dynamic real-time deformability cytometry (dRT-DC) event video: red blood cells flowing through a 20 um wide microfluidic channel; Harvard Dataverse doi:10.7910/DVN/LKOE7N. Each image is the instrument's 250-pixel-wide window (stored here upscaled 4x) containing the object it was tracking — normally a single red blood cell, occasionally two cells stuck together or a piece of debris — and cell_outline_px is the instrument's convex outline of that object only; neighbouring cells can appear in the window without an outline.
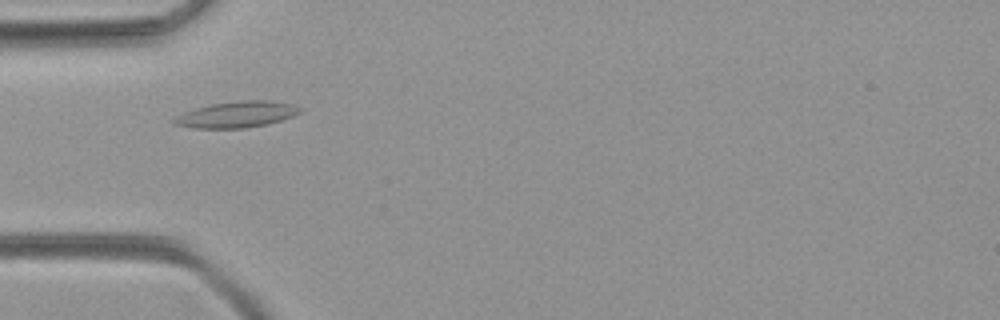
{"species": "common noctule bat (a hibernating species)", "species_latin": "Nyctalus noctula", "temperature_condition": "room temperature", "stored_images_in_passage": 27, "camera_frame_rate_fps": 3000, "um_per_image_px": 0.085, "animal": {"sex": "female", "body_mass_g": 21.9}, "frame": {"image": 1, "passage_image": 2, "time_ms": 0.333, "image_size_px": [1000, 320], "cell_outline_px": [[304, 108], [300, 112], [292, 116], [280, 120], [264, 124], [244, 128], [196, 128], [172, 124], [172, 120], [176, 116], [184, 112], [196, 108], [212, 104], [240, 100], [272, 100], [292, 104]], "centroid_in_image_um": [20.12, 9.72], "position_along_channel_um": 64.9, "area_um2": 19.07}}
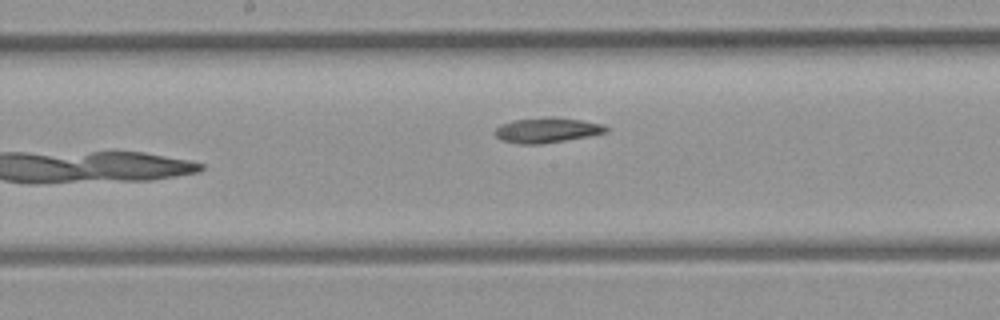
{"frame": {"image": 2, "passage_image": 12, "time_ms": 3.667, "image_size_px": [1000, 320], "cell_outline_px": [[608, 132], [588, 136], [540, 144], [520, 144], [500, 140], [496, 136], [496, 128], [500, 124], [512, 120], [552, 116], [580, 120], [604, 124], [608, 128]], "centroid_in_image_um": [46.48, 11.05], "position_along_channel_um": 201.7, "area_um2": 16.24}}
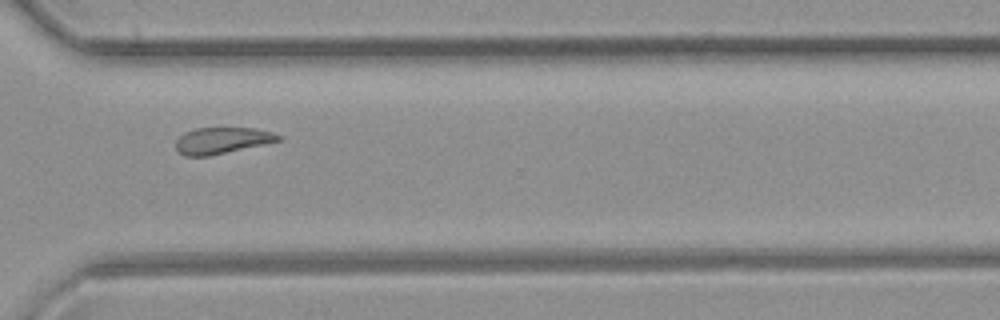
{"frame": {"image": 3, "passage_image": 23, "time_ms": 7.333, "image_size_px": [1000, 320], "cell_outline_px": [[280, 140], [264, 144], [208, 156], [184, 156], [176, 148], [176, 140], [184, 132], [196, 128], [256, 128], [272, 132], [280, 136]], "centroid_in_image_um": [18.84, 11.93], "position_along_channel_um": 351.8, "area_um2": 15.55}}